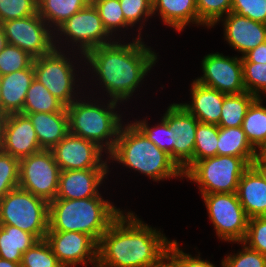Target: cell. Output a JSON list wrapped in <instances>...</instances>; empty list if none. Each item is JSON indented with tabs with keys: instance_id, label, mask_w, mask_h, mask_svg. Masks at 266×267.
I'll list each match as a JSON object with an SVG mask.
<instances>
[{
	"instance_id": "e575fe53",
	"label": "cell",
	"mask_w": 266,
	"mask_h": 267,
	"mask_svg": "<svg viewBox=\"0 0 266 267\" xmlns=\"http://www.w3.org/2000/svg\"><path fill=\"white\" fill-rule=\"evenodd\" d=\"M34 58L17 46L7 44L0 52V75L27 69L33 64Z\"/></svg>"
},
{
	"instance_id": "f907efd6",
	"label": "cell",
	"mask_w": 266,
	"mask_h": 267,
	"mask_svg": "<svg viewBox=\"0 0 266 267\" xmlns=\"http://www.w3.org/2000/svg\"><path fill=\"white\" fill-rule=\"evenodd\" d=\"M0 267H21L20 263H14L0 258Z\"/></svg>"
},
{
	"instance_id": "ab89813d",
	"label": "cell",
	"mask_w": 266,
	"mask_h": 267,
	"mask_svg": "<svg viewBox=\"0 0 266 267\" xmlns=\"http://www.w3.org/2000/svg\"><path fill=\"white\" fill-rule=\"evenodd\" d=\"M241 244L248 245L266 257V216L248 220L247 233Z\"/></svg>"
},
{
	"instance_id": "d590c367",
	"label": "cell",
	"mask_w": 266,
	"mask_h": 267,
	"mask_svg": "<svg viewBox=\"0 0 266 267\" xmlns=\"http://www.w3.org/2000/svg\"><path fill=\"white\" fill-rule=\"evenodd\" d=\"M198 25L213 27L231 12V0H196Z\"/></svg>"
},
{
	"instance_id": "9c48e42d",
	"label": "cell",
	"mask_w": 266,
	"mask_h": 267,
	"mask_svg": "<svg viewBox=\"0 0 266 267\" xmlns=\"http://www.w3.org/2000/svg\"><path fill=\"white\" fill-rule=\"evenodd\" d=\"M214 230L221 240L243 242L248 227V216L237 193L201 194Z\"/></svg>"
},
{
	"instance_id": "816d5d0a",
	"label": "cell",
	"mask_w": 266,
	"mask_h": 267,
	"mask_svg": "<svg viewBox=\"0 0 266 267\" xmlns=\"http://www.w3.org/2000/svg\"><path fill=\"white\" fill-rule=\"evenodd\" d=\"M5 116L6 115L0 109V138H1V134H2V129H3V123H4Z\"/></svg>"
},
{
	"instance_id": "5b68a950",
	"label": "cell",
	"mask_w": 266,
	"mask_h": 267,
	"mask_svg": "<svg viewBox=\"0 0 266 267\" xmlns=\"http://www.w3.org/2000/svg\"><path fill=\"white\" fill-rule=\"evenodd\" d=\"M108 103L102 107L76 99L66 106V110L70 134L93 141L110 153L115 146L122 119L121 115L115 112L118 101L110 99Z\"/></svg>"
},
{
	"instance_id": "cb8c5ba5",
	"label": "cell",
	"mask_w": 266,
	"mask_h": 267,
	"mask_svg": "<svg viewBox=\"0 0 266 267\" xmlns=\"http://www.w3.org/2000/svg\"><path fill=\"white\" fill-rule=\"evenodd\" d=\"M152 9L153 14L159 11L162 21L177 31L190 22L198 24L196 0H152Z\"/></svg>"
},
{
	"instance_id": "ac0fdd59",
	"label": "cell",
	"mask_w": 266,
	"mask_h": 267,
	"mask_svg": "<svg viewBox=\"0 0 266 267\" xmlns=\"http://www.w3.org/2000/svg\"><path fill=\"white\" fill-rule=\"evenodd\" d=\"M223 18L225 39L231 47L241 52L242 56L266 42V24L233 12Z\"/></svg>"
},
{
	"instance_id": "8d00e7d4",
	"label": "cell",
	"mask_w": 266,
	"mask_h": 267,
	"mask_svg": "<svg viewBox=\"0 0 266 267\" xmlns=\"http://www.w3.org/2000/svg\"><path fill=\"white\" fill-rule=\"evenodd\" d=\"M19 161L0 149V200L19 185Z\"/></svg>"
},
{
	"instance_id": "7402d4cb",
	"label": "cell",
	"mask_w": 266,
	"mask_h": 267,
	"mask_svg": "<svg viewBox=\"0 0 266 267\" xmlns=\"http://www.w3.org/2000/svg\"><path fill=\"white\" fill-rule=\"evenodd\" d=\"M34 79L33 64L1 77V110L5 115L22 114L27 90Z\"/></svg>"
},
{
	"instance_id": "3957f363",
	"label": "cell",
	"mask_w": 266,
	"mask_h": 267,
	"mask_svg": "<svg viewBox=\"0 0 266 267\" xmlns=\"http://www.w3.org/2000/svg\"><path fill=\"white\" fill-rule=\"evenodd\" d=\"M123 211L99 194L85 199L55 198L49 203L48 231H74L97 243Z\"/></svg>"
},
{
	"instance_id": "d6a6232c",
	"label": "cell",
	"mask_w": 266,
	"mask_h": 267,
	"mask_svg": "<svg viewBox=\"0 0 266 267\" xmlns=\"http://www.w3.org/2000/svg\"><path fill=\"white\" fill-rule=\"evenodd\" d=\"M20 265L21 267H64L45 239L38 240L22 255Z\"/></svg>"
},
{
	"instance_id": "52a82bcc",
	"label": "cell",
	"mask_w": 266,
	"mask_h": 267,
	"mask_svg": "<svg viewBox=\"0 0 266 267\" xmlns=\"http://www.w3.org/2000/svg\"><path fill=\"white\" fill-rule=\"evenodd\" d=\"M250 165L245 158L216 155L196 161L184 177L197 183L201 194L234 193Z\"/></svg>"
},
{
	"instance_id": "f6af8a7d",
	"label": "cell",
	"mask_w": 266,
	"mask_h": 267,
	"mask_svg": "<svg viewBox=\"0 0 266 267\" xmlns=\"http://www.w3.org/2000/svg\"><path fill=\"white\" fill-rule=\"evenodd\" d=\"M241 60L242 63L266 64V42L248 51Z\"/></svg>"
},
{
	"instance_id": "9a60e30c",
	"label": "cell",
	"mask_w": 266,
	"mask_h": 267,
	"mask_svg": "<svg viewBox=\"0 0 266 267\" xmlns=\"http://www.w3.org/2000/svg\"><path fill=\"white\" fill-rule=\"evenodd\" d=\"M61 171L77 169H109L102 161L103 149L95 142L68 133L51 149Z\"/></svg>"
},
{
	"instance_id": "74e56055",
	"label": "cell",
	"mask_w": 266,
	"mask_h": 267,
	"mask_svg": "<svg viewBox=\"0 0 266 267\" xmlns=\"http://www.w3.org/2000/svg\"><path fill=\"white\" fill-rule=\"evenodd\" d=\"M242 72L245 90L261 98L266 93V64L242 63Z\"/></svg>"
},
{
	"instance_id": "8fae6325",
	"label": "cell",
	"mask_w": 266,
	"mask_h": 267,
	"mask_svg": "<svg viewBox=\"0 0 266 267\" xmlns=\"http://www.w3.org/2000/svg\"><path fill=\"white\" fill-rule=\"evenodd\" d=\"M1 24L7 43L26 51L33 58L49 54L55 48L52 30L38 13Z\"/></svg>"
},
{
	"instance_id": "c3c4849f",
	"label": "cell",
	"mask_w": 266,
	"mask_h": 267,
	"mask_svg": "<svg viewBox=\"0 0 266 267\" xmlns=\"http://www.w3.org/2000/svg\"><path fill=\"white\" fill-rule=\"evenodd\" d=\"M7 40L5 36V32L3 29L2 24L0 23V52L4 49V47L7 45Z\"/></svg>"
},
{
	"instance_id": "8992f818",
	"label": "cell",
	"mask_w": 266,
	"mask_h": 267,
	"mask_svg": "<svg viewBox=\"0 0 266 267\" xmlns=\"http://www.w3.org/2000/svg\"><path fill=\"white\" fill-rule=\"evenodd\" d=\"M49 203L17 187L0 200V225H12L44 240L48 231Z\"/></svg>"
},
{
	"instance_id": "ee69618b",
	"label": "cell",
	"mask_w": 266,
	"mask_h": 267,
	"mask_svg": "<svg viewBox=\"0 0 266 267\" xmlns=\"http://www.w3.org/2000/svg\"><path fill=\"white\" fill-rule=\"evenodd\" d=\"M168 250L180 261L181 267H215L208 260L204 261L199 256L192 257L179 248L176 240L170 243Z\"/></svg>"
},
{
	"instance_id": "f35d334b",
	"label": "cell",
	"mask_w": 266,
	"mask_h": 267,
	"mask_svg": "<svg viewBox=\"0 0 266 267\" xmlns=\"http://www.w3.org/2000/svg\"><path fill=\"white\" fill-rule=\"evenodd\" d=\"M38 0H0V23L37 14Z\"/></svg>"
},
{
	"instance_id": "7bdbcfd3",
	"label": "cell",
	"mask_w": 266,
	"mask_h": 267,
	"mask_svg": "<svg viewBox=\"0 0 266 267\" xmlns=\"http://www.w3.org/2000/svg\"><path fill=\"white\" fill-rule=\"evenodd\" d=\"M125 21L133 27L139 20L153 15L152 0H119Z\"/></svg>"
},
{
	"instance_id": "603a6c76",
	"label": "cell",
	"mask_w": 266,
	"mask_h": 267,
	"mask_svg": "<svg viewBox=\"0 0 266 267\" xmlns=\"http://www.w3.org/2000/svg\"><path fill=\"white\" fill-rule=\"evenodd\" d=\"M34 126L41 149L51 150L69 133L67 112L22 113Z\"/></svg>"
},
{
	"instance_id": "4fadbf2b",
	"label": "cell",
	"mask_w": 266,
	"mask_h": 267,
	"mask_svg": "<svg viewBox=\"0 0 266 267\" xmlns=\"http://www.w3.org/2000/svg\"><path fill=\"white\" fill-rule=\"evenodd\" d=\"M203 75L195 79L199 84L225 94L246 92L243 83L241 57L211 53L202 60Z\"/></svg>"
},
{
	"instance_id": "f1b7e54d",
	"label": "cell",
	"mask_w": 266,
	"mask_h": 267,
	"mask_svg": "<svg viewBox=\"0 0 266 267\" xmlns=\"http://www.w3.org/2000/svg\"><path fill=\"white\" fill-rule=\"evenodd\" d=\"M67 112L66 106L39 81L33 80L27 90L22 113Z\"/></svg>"
},
{
	"instance_id": "836d02e7",
	"label": "cell",
	"mask_w": 266,
	"mask_h": 267,
	"mask_svg": "<svg viewBox=\"0 0 266 267\" xmlns=\"http://www.w3.org/2000/svg\"><path fill=\"white\" fill-rule=\"evenodd\" d=\"M151 142L158 148L166 151L173 159V135L174 132L168 124L162 119L161 123L149 127L146 120L136 121L133 123Z\"/></svg>"
},
{
	"instance_id": "2e32d148",
	"label": "cell",
	"mask_w": 266,
	"mask_h": 267,
	"mask_svg": "<svg viewBox=\"0 0 266 267\" xmlns=\"http://www.w3.org/2000/svg\"><path fill=\"white\" fill-rule=\"evenodd\" d=\"M162 119L174 132L173 160L185 173L193 165L198 120L181 104H171Z\"/></svg>"
},
{
	"instance_id": "7c38bea8",
	"label": "cell",
	"mask_w": 266,
	"mask_h": 267,
	"mask_svg": "<svg viewBox=\"0 0 266 267\" xmlns=\"http://www.w3.org/2000/svg\"><path fill=\"white\" fill-rule=\"evenodd\" d=\"M56 30L61 32V35L64 34L65 39L69 37L73 44L80 47V54L83 55L93 48L112 41L111 35L104 28L102 19L92 3L72 15Z\"/></svg>"
},
{
	"instance_id": "bcb514c9",
	"label": "cell",
	"mask_w": 266,
	"mask_h": 267,
	"mask_svg": "<svg viewBox=\"0 0 266 267\" xmlns=\"http://www.w3.org/2000/svg\"><path fill=\"white\" fill-rule=\"evenodd\" d=\"M150 267H181V263L169 250H167Z\"/></svg>"
},
{
	"instance_id": "277c9868",
	"label": "cell",
	"mask_w": 266,
	"mask_h": 267,
	"mask_svg": "<svg viewBox=\"0 0 266 267\" xmlns=\"http://www.w3.org/2000/svg\"><path fill=\"white\" fill-rule=\"evenodd\" d=\"M109 159L122 163L153 181L184 177L170 155L151 142L133 123L121 126Z\"/></svg>"
},
{
	"instance_id": "7dc6e473",
	"label": "cell",
	"mask_w": 266,
	"mask_h": 267,
	"mask_svg": "<svg viewBox=\"0 0 266 267\" xmlns=\"http://www.w3.org/2000/svg\"><path fill=\"white\" fill-rule=\"evenodd\" d=\"M254 162H266V143L257 151V158Z\"/></svg>"
},
{
	"instance_id": "f5cc1de1",
	"label": "cell",
	"mask_w": 266,
	"mask_h": 267,
	"mask_svg": "<svg viewBox=\"0 0 266 267\" xmlns=\"http://www.w3.org/2000/svg\"><path fill=\"white\" fill-rule=\"evenodd\" d=\"M1 75H0V109H1Z\"/></svg>"
},
{
	"instance_id": "ffe728a7",
	"label": "cell",
	"mask_w": 266,
	"mask_h": 267,
	"mask_svg": "<svg viewBox=\"0 0 266 267\" xmlns=\"http://www.w3.org/2000/svg\"><path fill=\"white\" fill-rule=\"evenodd\" d=\"M236 193L249 219L266 216V180L253 164L244 171Z\"/></svg>"
},
{
	"instance_id": "7a4b0ae2",
	"label": "cell",
	"mask_w": 266,
	"mask_h": 267,
	"mask_svg": "<svg viewBox=\"0 0 266 267\" xmlns=\"http://www.w3.org/2000/svg\"><path fill=\"white\" fill-rule=\"evenodd\" d=\"M132 43L109 44L93 48L84 57L98 76L111 100L130 99L144 76L156 64L157 55L141 40V33ZM119 43V44H118Z\"/></svg>"
},
{
	"instance_id": "1f68e13d",
	"label": "cell",
	"mask_w": 266,
	"mask_h": 267,
	"mask_svg": "<svg viewBox=\"0 0 266 267\" xmlns=\"http://www.w3.org/2000/svg\"><path fill=\"white\" fill-rule=\"evenodd\" d=\"M92 4L97 9L102 23L107 32L113 35L118 28H128L119 0H93Z\"/></svg>"
},
{
	"instance_id": "d4e9b609",
	"label": "cell",
	"mask_w": 266,
	"mask_h": 267,
	"mask_svg": "<svg viewBox=\"0 0 266 267\" xmlns=\"http://www.w3.org/2000/svg\"><path fill=\"white\" fill-rule=\"evenodd\" d=\"M38 239L16 226L0 225V258L14 263H21L22 255Z\"/></svg>"
},
{
	"instance_id": "5bb4252c",
	"label": "cell",
	"mask_w": 266,
	"mask_h": 267,
	"mask_svg": "<svg viewBox=\"0 0 266 267\" xmlns=\"http://www.w3.org/2000/svg\"><path fill=\"white\" fill-rule=\"evenodd\" d=\"M45 240L64 267H74L79 263L87 266L88 262L96 267L98 243L88 234L74 231H47Z\"/></svg>"
},
{
	"instance_id": "ba28073f",
	"label": "cell",
	"mask_w": 266,
	"mask_h": 267,
	"mask_svg": "<svg viewBox=\"0 0 266 267\" xmlns=\"http://www.w3.org/2000/svg\"><path fill=\"white\" fill-rule=\"evenodd\" d=\"M61 169L51 150L42 149L19 161V185L50 203L56 198Z\"/></svg>"
},
{
	"instance_id": "4dcf8cb0",
	"label": "cell",
	"mask_w": 266,
	"mask_h": 267,
	"mask_svg": "<svg viewBox=\"0 0 266 267\" xmlns=\"http://www.w3.org/2000/svg\"><path fill=\"white\" fill-rule=\"evenodd\" d=\"M219 126L198 122L196 128L193 164L196 161L217 155Z\"/></svg>"
},
{
	"instance_id": "83f0119b",
	"label": "cell",
	"mask_w": 266,
	"mask_h": 267,
	"mask_svg": "<svg viewBox=\"0 0 266 267\" xmlns=\"http://www.w3.org/2000/svg\"><path fill=\"white\" fill-rule=\"evenodd\" d=\"M262 101V98H256L252 102L241 126L256 151L266 143V107L262 105Z\"/></svg>"
},
{
	"instance_id": "30bf717a",
	"label": "cell",
	"mask_w": 266,
	"mask_h": 267,
	"mask_svg": "<svg viewBox=\"0 0 266 267\" xmlns=\"http://www.w3.org/2000/svg\"><path fill=\"white\" fill-rule=\"evenodd\" d=\"M33 69L35 79L65 106L76 100L74 66L57 45L49 54L34 58Z\"/></svg>"
},
{
	"instance_id": "60d3db41",
	"label": "cell",
	"mask_w": 266,
	"mask_h": 267,
	"mask_svg": "<svg viewBox=\"0 0 266 267\" xmlns=\"http://www.w3.org/2000/svg\"><path fill=\"white\" fill-rule=\"evenodd\" d=\"M238 254L228 255L222 260V267H266V257L244 244Z\"/></svg>"
},
{
	"instance_id": "484cf974",
	"label": "cell",
	"mask_w": 266,
	"mask_h": 267,
	"mask_svg": "<svg viewBox=\"0 0 266 267\" xmlns=\"http://www.w3.org/2000/svg\"><path fill=\"white\" fill-rule=\"evenodd\" d=\"M217 155L245 158L251 165L257 151L251 146L242 127H219Z\"/></svg>"
},
{
	"instance_id": "4316f807",
	"label": "cell",
	"mask_w": 266,
	"mask_h": 267,
	"mask_svg": "<svg viewBox=\"0 0 266 267\" xmlns=\"http://www.w3.org/2000/svg\"><path fill=\"white\" fill-rule=\"evenodd\" d=\"M37 3L38 15L49 27L55 26L54 30L89 4L87 0H38Z\"/></svg>"
},
{
	"instance_id": "d6986e66",
	"label": "cell",
	"mask_w": 266,
	"mask_h": 267,
	"mask_svg": "<svg viewBox=\"0 0 266 267\" xmlns=\"http://www.w3.org/2000/svg\"><path fill=\"white\" fill-rule=\"evenodd\" d=\"M108 169H77L60 172L56 198L85 199L98 196Z\"/></svg>"
},
{
	"instance_id": "6da1fadb",
	"label": "cell",
	"mask_w": 266,
	"mask_h": 267,
	"mask_svg": "<svg viewBox=\"0 0 266 267\" xmlns=\"http://www.w3.org/2000/svg\"><path fill=\"white\" fill-rule=\"evenodd\" d=\"M136 217L114 220L98 242L96 267H150L168 250L172 241Z\"/></svg>"
},
{
	"instance_id": "e0dca14e",
	"label": "cell",
	"mask_w": 266,
	"mask_h": 267,
	"mask_svg": "<svg viewBox=\"0 0 266 267\" xmlns=\"http://www.w3.org/2000/svg\"><path fill=\"white\" fill-rule=\"evenodd\" d=\"M0 149L19 160L42 150L34 126L26 115L5 116Z\"/></svg>"
},
{
	"instance_id": "f546056e",
	"label": "cell",
	"mask_w": 266,
	"mask_h": 267,
	"mask_svg": "<svg viewBox=\"0 0 266 267\" xmlns=\"http://www.w3.org/2000/svg\"><path fill=\"white\" fill-rule=\"evenodd\" d=\"M256 97L249 92L239 94H225L222 104L219 127H239L246 115V112Z\"/></svg>"
},
{
	"instance_id": "681fc988",
	"label": "cell",
	"mask_w": 266,
	"mask_h": 267,
	"mask_svg": "<svg viewBox=\"0 0 266 267\" xmlns=\"http://www.w3.org/2000/svg\"><path fill=\"white\" fill-rule=\"evenodd\" d=\"M253 165L260 171L266 180V162H253Z\"/></svg>"
},
{
	"instance_id": "44dd1931",
	"label": "cell",
	"mask_w": 266,
	"mask_h": 267,
	"mask_svg": "<svg viewBox=\"0 0 266 267\" xmlns=\"http://www.w3.org/2000/svg\"><path fill=\"white\" fill-rule=\"evenodd\" d=\"M190 104L180 103L199 122L219 125L225 93L193 81Z\"/></svg>"
},
{
	"instance_id": "b9f144b4",
	"label": "cell",
	"mask_w": 266,
	"mask_h": 267,
	"mask_svg": "<svg viewBox=\"0 0 266 267\" xmlns=\"http://www.w3.org/2000/svg\"><path fill=\"white\" fill-rule=\"evenodd\" d=\"M231 12L266 24V0H231Z\"/></svg>"
}]
</instances>
